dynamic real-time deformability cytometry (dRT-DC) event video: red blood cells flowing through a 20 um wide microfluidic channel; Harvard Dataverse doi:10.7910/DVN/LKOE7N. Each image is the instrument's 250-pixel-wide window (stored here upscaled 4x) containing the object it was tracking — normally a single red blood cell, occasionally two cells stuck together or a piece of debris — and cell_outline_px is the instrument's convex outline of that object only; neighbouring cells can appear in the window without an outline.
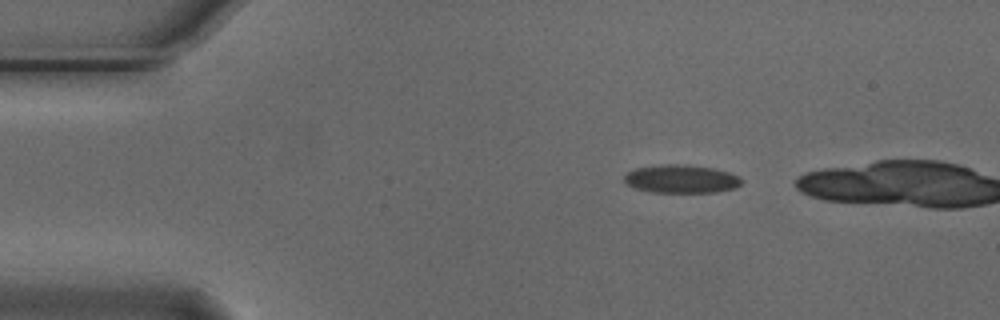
{"species": "Egyptian fruit bat (a non-hibernating species)", "species_latin": "Rousettus aegyptiacus", "temperature_condition": "cold", "stored_images_in_passage": 6, "camera_frame_rate_fps": 3000, "um_per_image_px": 0.085, "animal": {"sex": "male"}, "frame": {"image": 1, "passage_image": 1, "time_ms": 0.0, "image_size_px": [1000, 320], "cell_outline_px": [[744, 180], [736, 188], [716, 192], [652, 192], [636, 188], [628, 184], [624, 180], [624, 176], [628, 172], [636, 168], [660, 164], [688, 164], [712, 168], [728, 172], [740, 176]], "centroid_in_image_um": [57.94, 15.2], "position_along_channel_um": 27.1, "area_um2": 19.36}}